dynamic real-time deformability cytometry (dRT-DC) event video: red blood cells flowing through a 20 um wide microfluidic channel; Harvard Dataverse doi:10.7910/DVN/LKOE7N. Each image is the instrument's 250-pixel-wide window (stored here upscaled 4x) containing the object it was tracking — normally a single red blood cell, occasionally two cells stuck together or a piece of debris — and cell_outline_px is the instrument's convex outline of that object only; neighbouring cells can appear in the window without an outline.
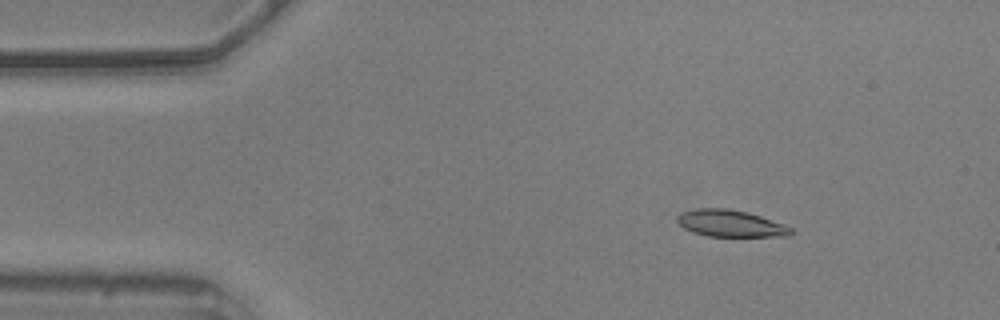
{"species": "common noctule bat (a hibernating species)", "species_latin": "Nyctalus noctula", "temperature_condition": "warm", "stored_images_in_passage": 50, "camera_frame_rate_fps": 3000, "um_per_image_px": 0.085, "animal": {"sex": "male", "body_mass_g": 20.5, "forearm_length_mm": 52.5}, "frame": {"image": 1, "passage_image": 2, "time_ms": 0.333, "image_size_px": [1000, 320], "cell_outline_px": [[796, 232], [792, 236], [708, 236], [692, 232], [684, 228], [676, 220], [676, 216], [680, 212], [696, 208], [728, 208], [748, 212], [784, 224], [792, 228]], "centroid_in_image_um": [62.1, 18.99], "position_along_channel_um": 22.9, "area_um2": 17.98}}
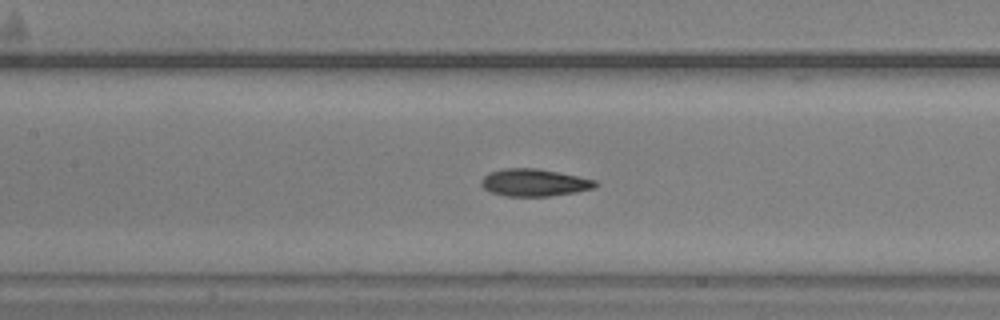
{"frame": {"image": 2, "passage_image": 19, "time_ms": 6.0, "image_size_px": [1000, 320], "cell_outline_px": [[600, 184], [592, 188], [576, 192], [548, 196], [508, 196], [492, 192], [484, 188], [480, 184], [480, 180], [488, 172], [504, 168], [536, 168], [596, 180]], "centroid_in_image_um": [45.38, 15.51], "position_along_channel_um": 162.0, "area_um2": 18.03}}
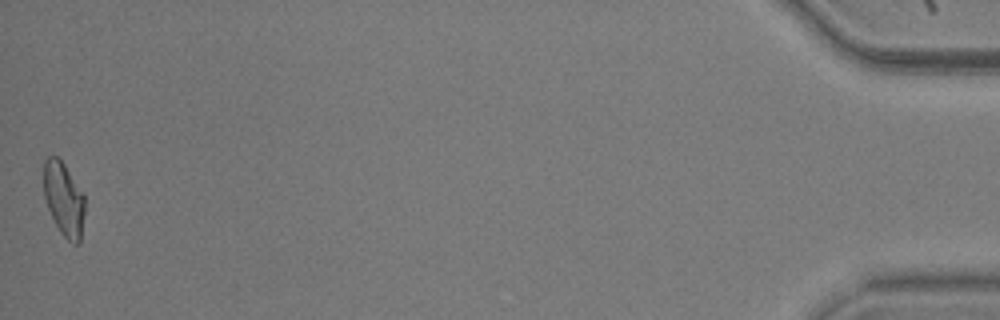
{"frame": {"image": 3, "passage_image": 50, "time_ms": 16.333, "image_size_px": [1000, 320], "cell_outline_px": [[84, 212], [80, 244], [72, 244], [60, 232], [48, 208], [44, 196], [44, 160], [48, 156], [56, 156], [64, 164], [84, 196]], "centroid_in_image_um": [5.42, 16.94], "position_along_channel_um": 429.8, "area_um2": 17.4}, "authors_computed_cell_mechanics": {"area_um2": 18.0914, "velocity_mm_per_s": 3.5819, "shape_relaxation_time_tau1_ms": null, "shape_relaxation_time_tau2_ms": 2.0921, "deformation_change_tau1": null, "deformation_change_tau2": 0.0866}}